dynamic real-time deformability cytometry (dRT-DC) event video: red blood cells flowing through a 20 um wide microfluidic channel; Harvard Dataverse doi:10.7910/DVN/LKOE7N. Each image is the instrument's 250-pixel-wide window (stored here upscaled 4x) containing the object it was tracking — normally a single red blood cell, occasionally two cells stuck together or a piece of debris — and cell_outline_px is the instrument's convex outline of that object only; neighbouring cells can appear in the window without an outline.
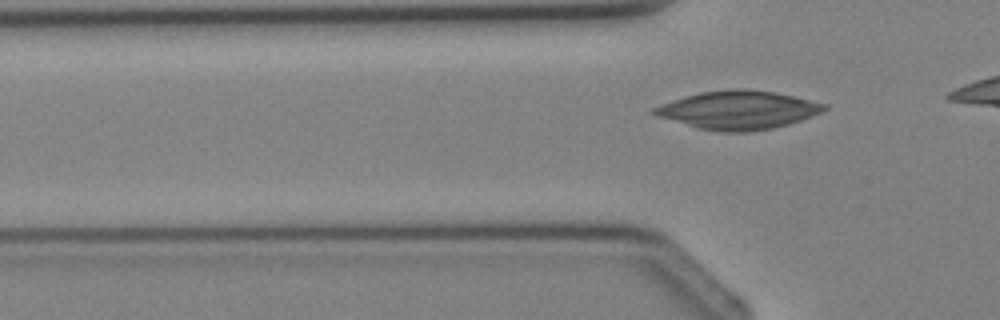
{"species": "Egyptian fruit bat (a non-hibernating species)", "species_latin": "Rousettus aegyptiacus", "temperature_condition": "cold", "stored_images_in_passage": 5, "segment_of_instrument_passage": [2, 2], "camera_frame_rate_fps": 3000, "um_per_image_px": 0.085, "animal": {"sex": "female"}, "frame": {"image": 1, "passage_image": 5, "time_ms": 5.667, "image_size_px": [1000, 320], "cell_outline_px": [[828, 108], [812, 116], [788, 124], [772, 128], [748, 132], [720, 132], [696, 128], [656, 116], [648, 112], [652, 108], [684, 96], [700, 92], [732, 88], [744, 88], [776, 92], [828, 104]], "centroid_in_image_um": [62.72, 9.35], "position_along_channel_um": 63.1, "area_um2": 38.26}}